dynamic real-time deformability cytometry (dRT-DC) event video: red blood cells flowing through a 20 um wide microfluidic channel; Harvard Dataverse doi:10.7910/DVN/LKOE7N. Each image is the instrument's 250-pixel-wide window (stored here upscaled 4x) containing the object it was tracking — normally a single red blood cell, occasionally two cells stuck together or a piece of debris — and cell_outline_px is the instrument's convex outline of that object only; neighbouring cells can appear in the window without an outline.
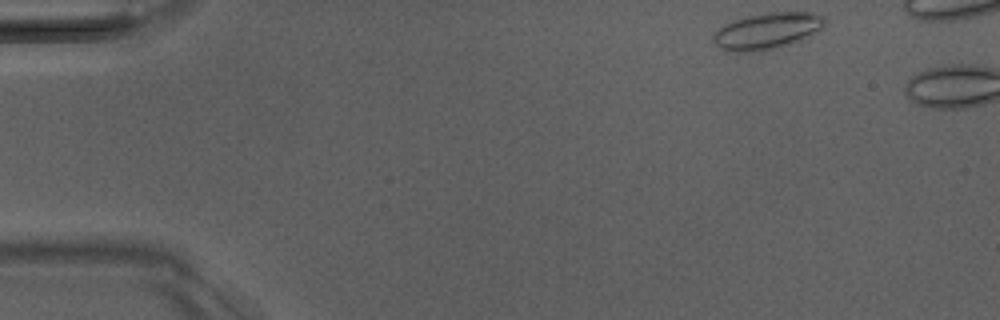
{"species": "Egyptian fruit bat (a non-hibernating species)", "species_latin": "Rousettus aegyptiacus", "temperature_condition": "room temperature", "stored_images_in_passage": 3, "camera_frame_rate_fps": 3000, "um_per_image_px": 0.085, "animal": {"sex": "male"}, "frame": {"image": 1, "passage_image": 1, "time_ms": 0.0, "image_size_px": [1000, 320], "cell_outline_px": [[824, 28], [800, 40], [788, 44], [772, 48], [752, 52], [724, 52], [712, 40], [712, 36], [724, 24], [732, 20], [744, 16], [768, 12], [812, 12], [824, 16]], "centroid_in_image_um": [65.17, 2.62], "position_along_channel_um": 19.8, "area_um2": 23.7}}